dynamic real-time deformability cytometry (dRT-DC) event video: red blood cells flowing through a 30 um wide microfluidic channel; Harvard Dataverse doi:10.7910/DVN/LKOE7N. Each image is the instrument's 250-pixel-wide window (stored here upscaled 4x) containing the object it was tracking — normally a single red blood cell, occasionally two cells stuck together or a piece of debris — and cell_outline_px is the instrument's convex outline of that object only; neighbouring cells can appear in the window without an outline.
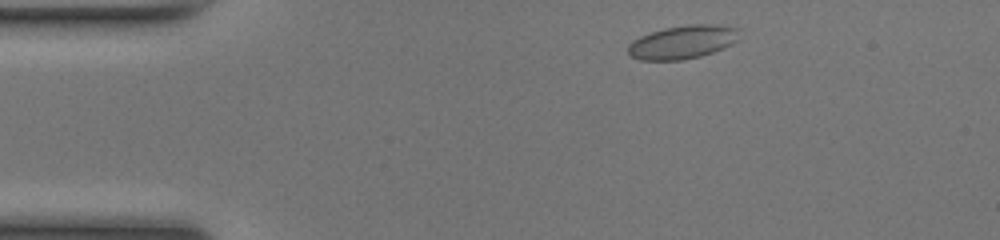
{"species": "common noctule bat (a hibernating species)", "species_latin": "Nyctalus noctula", "temperature_condition": "room temperature", "stored_images_in_passage": 45, "camera_frame_rate_fps": 3000, "um_per_image_px": 0.085, "animal": {"sex": "female", "body_mass_g": 17.0, "forearm_length_mm": 48.0}, "frame": {"image": 1, "passage_image": 3, "time_ms": 0.667, "image_size_px": [1000, 240], "cell_outline_px": [[740, 40], [732, 44], [712, 52], [700, 56], [680, 60], [640, 60], [628, 56], [628, 44], [632, 40], [640, 36], [664, 28], [688, 24], [708, 24], [736, 28]], "centroid_in_image_um": [57.97, 3.58], "position_along_channel_um": 27.0, "area_um2": 21.62}}
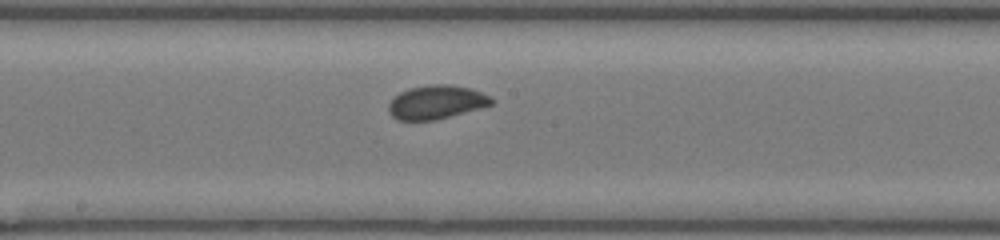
{"frame": {"image": 2, "passage_image": 21, "time_ms": 6.667, "image_size_px": [1000, 240], "cell_outline_px": [[496, 100], [492, 104], [480, 108], [432, 120], [396, 120], [388, 112], [388, 104], [400, 92], [408, 88], [428, 84], [452, 84], [472, 88], [492, 96]], "centroid_in_image_um": [37.11, 8.66], "position_along_channel_um": 211.1, "area_um2": 20.35}}
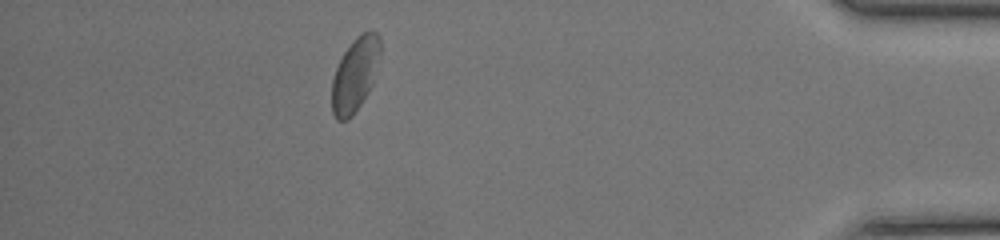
{"frame": {"image": 3, "passage_image": 39, "time_ms": 12.667, "image_size_px": [1000, 240], "cell_outline_px": [[380, 60], [372, 84], [368, 92], [352, 116], [348, 120], [336, 120], [332, 112], [332, 80], [336, 68], [344, 52], [352, 40], [356, 36], [364, 32], [376, 32], [380, 36]], "centroid_in_image_um": [30.18, 6.33], "position_along_channel_um": 405.0, "area_um2": 20.81}, "authors_computed_cell_mechanics": {"area_um2": 20.3456, "velocity_mm_per_s": 4.1151, "shape_relaxation_time_tau1_ms": 5.6421, "shape_relaxation_time_tau2_ms": 0.709, "deformation_change_tau1": 0.1006, "deformation_change_tau2": 0.045}}